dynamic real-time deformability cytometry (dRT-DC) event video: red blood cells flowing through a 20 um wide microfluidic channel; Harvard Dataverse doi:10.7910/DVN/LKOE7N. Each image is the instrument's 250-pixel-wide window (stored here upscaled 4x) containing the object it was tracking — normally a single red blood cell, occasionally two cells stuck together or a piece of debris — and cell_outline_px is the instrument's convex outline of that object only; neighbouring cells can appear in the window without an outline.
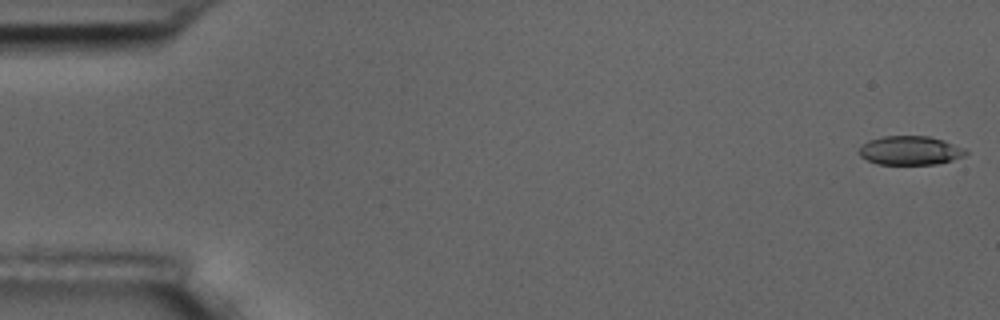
{"species": "common noctule bat (a hibernating species)", "species_latin": "Nyctalus noctula", "temperature_condition": "room temperature", "stored_images_in_passage": 3, "camera_frame_rate_fps": 3000, "um_per_image_px": 0.085, "animal": {"sex": "male", "body_mass_g": 17.5, "forearm_length_mm": 52.3}, "frame": {"image": 1, "passage_image": 1, "time_ms": 0.0, "image_size_px": [1000, 320], "cell_outline_px": [[968, 152], [964, 156], [952, 160], [936, 164], [876, 164], [860, 156], [860, 148], [868, 140], [884, 136], [928, 136], [944, 140], [964, 148]], "centroid_in_image_um": [77.38, 12.79], "position_along_channel_um": 7.6, "area_um2": 17.86}}